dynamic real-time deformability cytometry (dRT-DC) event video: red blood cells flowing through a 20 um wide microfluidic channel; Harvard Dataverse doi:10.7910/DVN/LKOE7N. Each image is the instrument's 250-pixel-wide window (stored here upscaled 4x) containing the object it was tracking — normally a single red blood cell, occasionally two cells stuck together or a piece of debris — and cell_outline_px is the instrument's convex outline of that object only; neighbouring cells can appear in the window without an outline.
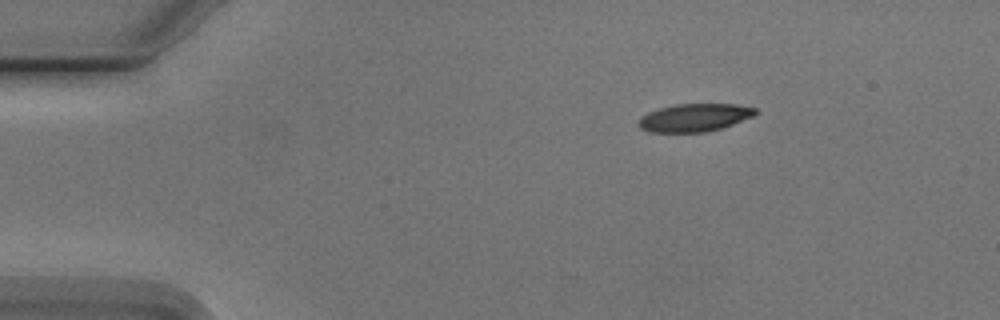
{"species": "Egyptian fruit bat (a non-hibernating species)", "species_latin": "Rousettus aegyptiacus", "temperature_condition": "cold", "stored_images_in_passage": 4, "segment_of_instrument_passage": [1, 2], "camera_frame_rate_fps": 3000, "um_per_image_px": 0.085, "animal": {"sex": "male"}, "frame": {"image": 1, "passage_image": 1, "time_ms": 0.0, "image_size_px": [1000, 320], "cell_outline_px": [[756, 112], [752, 116], [732, 124], [720, 128], [704, 132], [648, 132], [640, 128], [636, 124], [640, 116], [648, 112], [660, 108], [676, 104], [736, 104], [756, 108]], "centroid_in_image_um": [58.96, 9.99], "position_along_channel_um": 26.0, "area_um2": 18.9}}